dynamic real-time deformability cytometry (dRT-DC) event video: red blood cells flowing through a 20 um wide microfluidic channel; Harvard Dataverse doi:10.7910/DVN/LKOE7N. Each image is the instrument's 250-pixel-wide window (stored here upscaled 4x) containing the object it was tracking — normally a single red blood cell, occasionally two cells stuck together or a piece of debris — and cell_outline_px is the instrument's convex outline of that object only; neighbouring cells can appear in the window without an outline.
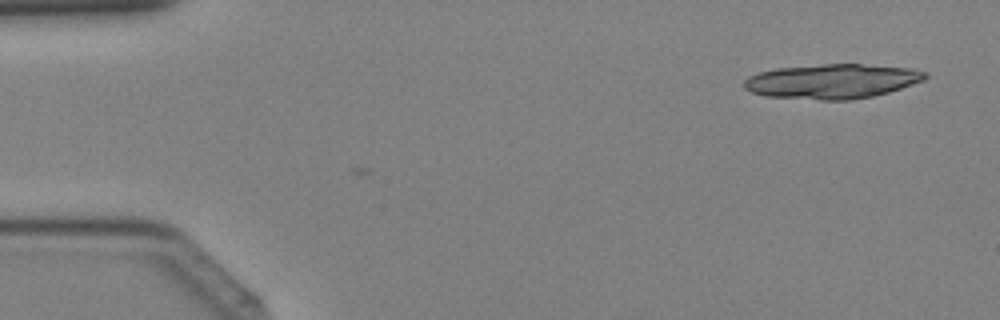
{"species": "Egyptian fruit bat (a non-hibernating species)", "species_latin": "Rousettus aegyptiacus", "temperature_condition": "cold", "stored_images_in_passage": 3, "camera_frame_rate_fps": 3000, "um_per_image_px": 0.085, "animal": {"sex": "female"}, "frame": {"image": 1, "passage_image": 3, "time_ms": 0.667, "image_size_px": [1000, 320], "cell_outline_px": [[928, 76], [924, 80], [888, 92], [872, 96], [852, 100], [820, 100], [764, 96], [752, 92], [744, 88], [744, 80], [748, 76], [756, 72], [776, 68], [824, 64], [860, 64], [912, 68], [928, 72]], "centroid_in_image_um": [70.71, 6.91], "position_along_channel_um": 14.3, "area_um2": 36.7}}